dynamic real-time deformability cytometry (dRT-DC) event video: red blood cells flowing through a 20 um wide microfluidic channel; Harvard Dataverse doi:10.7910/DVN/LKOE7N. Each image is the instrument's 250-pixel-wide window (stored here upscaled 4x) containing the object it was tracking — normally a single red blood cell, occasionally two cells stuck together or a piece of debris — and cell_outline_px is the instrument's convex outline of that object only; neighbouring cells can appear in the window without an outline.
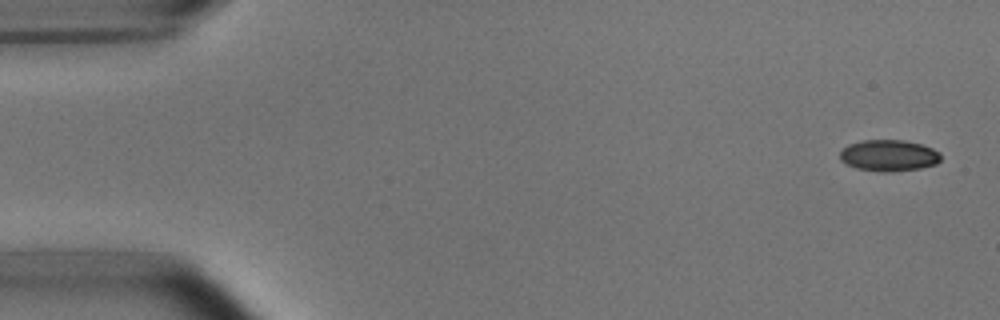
{"species": "common noctule bat (a hibernating species)", "species_latin": "Nyctalus noctula", "temperature_condition": "room temperature", "stored_images_in_passage": 13, "camera_frame_rate_fps": 3000, "um_per_image_px": 0.085, "animal": {"sex": "male", "body_mass_g": 15.6}, "frame": {"image": 1, "passage_image": 2, "time_ms": 0.333, "image_size_px": [1000, 320], "cell_outline_px": [[940, 160], [936, 164], [920, 168], [892, 172], [880, 172], [856, 168], [840, 160], [840, 152], [848, 144], [864, 140], [904, 140], [920, 144], [932, 148], [940, 152]], "centroid_in_image_um": [75.55, 13.22], "position_along_channel_um": 9.4, "area_um2": 18.44}}